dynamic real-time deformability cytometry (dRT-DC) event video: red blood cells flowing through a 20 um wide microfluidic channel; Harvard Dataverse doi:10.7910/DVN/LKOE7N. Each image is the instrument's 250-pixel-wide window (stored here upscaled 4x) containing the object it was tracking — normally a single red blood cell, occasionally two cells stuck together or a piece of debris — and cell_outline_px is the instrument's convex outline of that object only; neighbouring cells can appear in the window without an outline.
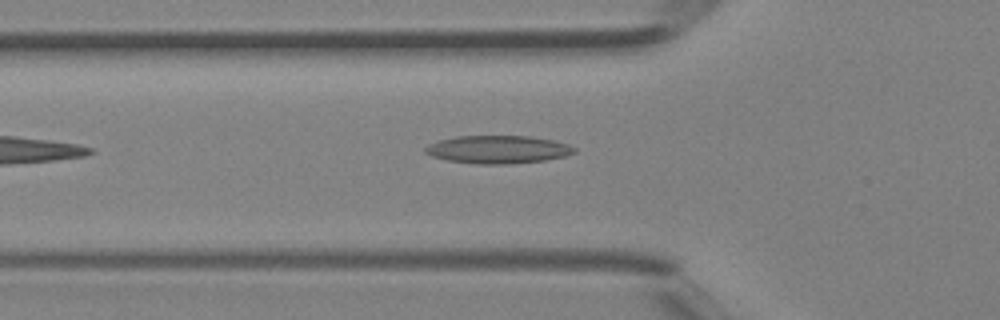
{"species": "Egyptian fruit bat (a non-hibernating species)", "species_latin": "Rousettus aegyptiacus", "temperature_condition": "room temperature", "stored_images_in_passage": 28, "camera_frame_rate_fps": 3000, "um_per_image_px": 0.085, "animal": {"sex": "female"}, "frame": {"image": 1, "passage_image": 5, "time_ms": 1.333, "image_size_px": [1000, 320], "cell_outline_px": [[576, 152], [564, 156], [544, 160], [504, 164], [480, 164], [448, 160], [432, 156], [424, 152], [424, 148], [428, 144], [440, 140], [456, 136], [532, 136], [552, 140], [568, 144], [576, 148]], "centroid_in_image_um": [42.32, 12.7], "position_along_channel_um": 83.5, "area_um2": 24.1}}
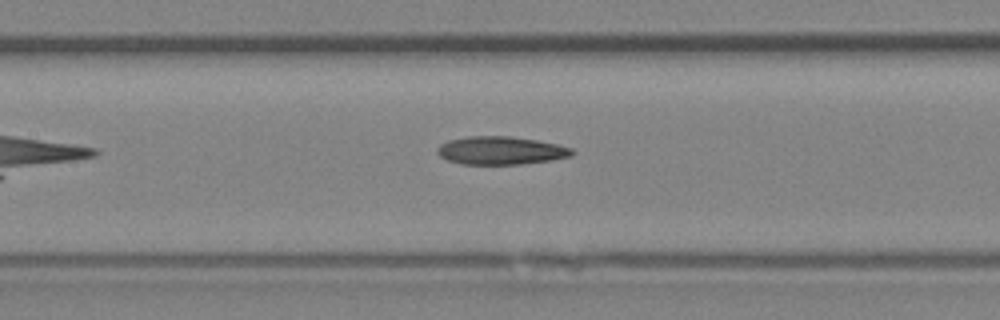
{"frame": {"image": 2, "passage_image": 10, "time_ms": 3.0, "image_size_px": [1000, 320], "cell_outline_px": [[576, 152], [572, 156], [552, 160], [520, 164], [460, 164], [448, 160], [440, 156], [436, 152], [436, 148], [440, 144], [448, 140], [468, 136], [508, 136], [536, 140], [556, 144], [572, 148]], "centroid_in_image_um": [42.56, 12.79], "position_along_channel_um": 164.8, "area_um2": 22.14}}
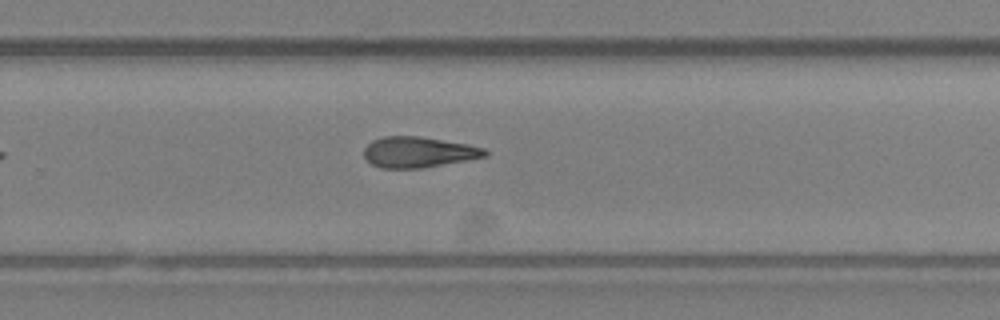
{"frame": {"image": 3, "passage_image": 18, "time_ms": 5.667, "image_size_px": [1000, 320], "cell_outline_px": [[488, 156], [468, 160], [420, 168], [380, 168], [372, 164], [364, 156], [364, 148], [372, 140], [384, 136], [420, 136], [468, 144], [484, 148], [488, 152]], "centroid_in_image_um": [35.57, 12.93], "position_along_channel_um": 294.2, "area_um2": 21.68}}